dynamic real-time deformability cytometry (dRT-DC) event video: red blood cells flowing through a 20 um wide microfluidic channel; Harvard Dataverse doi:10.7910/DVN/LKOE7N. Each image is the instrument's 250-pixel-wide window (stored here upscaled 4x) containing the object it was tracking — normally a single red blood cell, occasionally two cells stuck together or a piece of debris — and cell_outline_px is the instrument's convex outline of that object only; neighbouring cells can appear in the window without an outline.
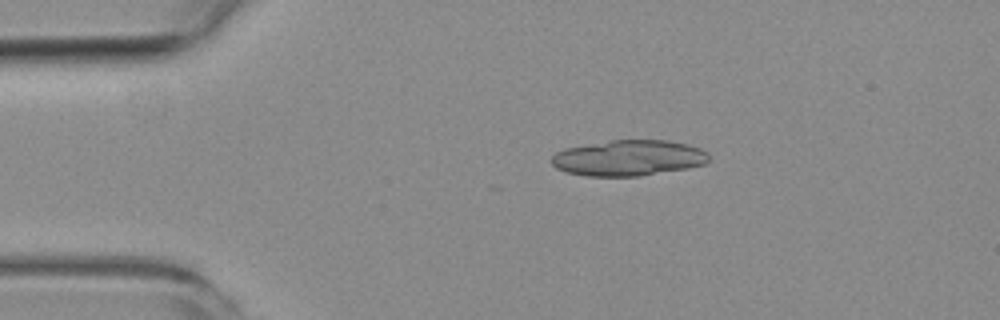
{"species": "common noctule bat (a hibernating species)", "species_latin": "Nyctalus noctula", "temperature_condition": "room temperature", "stored_images_in_passage": 12, "segment_of_instrument_passage": [1, 2], "camera_frame_rate_fps": 3000, "um_per_image_px": 0.085, "animal": {"sex": "female", "body_mass_g": 19.3, "forearm_length_mm": 54.1}, "frame": {"image": 1, "passage_image": 1, "time_ms": 0.0, "image_size_px": [1000, 320], "cell_outline_px": [[712, 160], [704, 164], [688, 168], [640, 176], [588, 176], [568, 172], [556, 168], [552, 164], [552, 156], [556, 152], [564, 148], [612, 140], [668, 140], [688, 144], [700, 148], [708, 152]], "centroid_in_image_um": [53.47, 13.42], "position_along_channel_um": 31.5, "area_um2": 32.95}}